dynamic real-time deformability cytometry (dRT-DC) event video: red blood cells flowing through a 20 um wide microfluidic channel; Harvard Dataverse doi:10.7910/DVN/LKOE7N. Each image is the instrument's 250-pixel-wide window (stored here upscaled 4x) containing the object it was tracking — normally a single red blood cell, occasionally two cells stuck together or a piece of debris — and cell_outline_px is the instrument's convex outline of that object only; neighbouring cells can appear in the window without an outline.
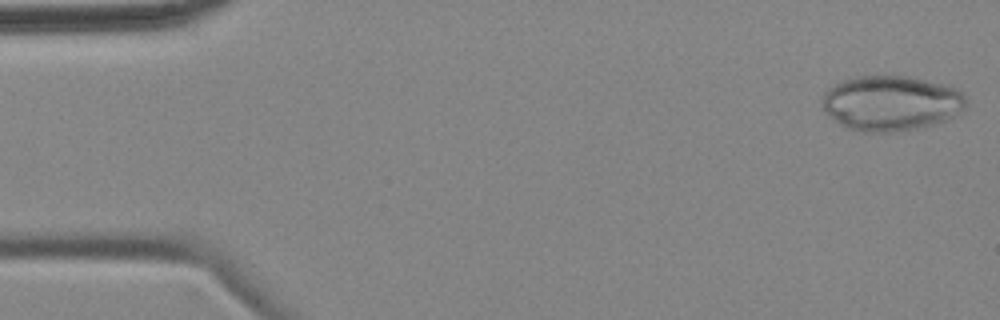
{"species": "common noctule bat (a hibernating species)", "species_latin": "Nyctalus noctula", "temperature_condition": "cold", "stored_images_in_passage": 55, "camera_frame_rate_fps": 3000, "um_per_image_px": 0.085, "animal": {"sex": "female", "body_mass_g": 18.4}, "frame": {"image": 1, "passage_image": 1, "time_ms": 0.0, "image_size_px": [1000, 320], "cell_outline_px": [[968, 108], [948, 120], [900, 132], [860, 132], [848, 128], [840, 124], [828, 116], [824, 112], [820, 104], [820, 100], [824, 92], [828, 88], [840, 80], [860, 76], [908, 76], [944, 84], [956, 88], [964, 92], [968, 96]], "centroid_in_image_um": [75.76, 8.77], "position_along_channel_um": 9.2, "area_um2": 47.22}}
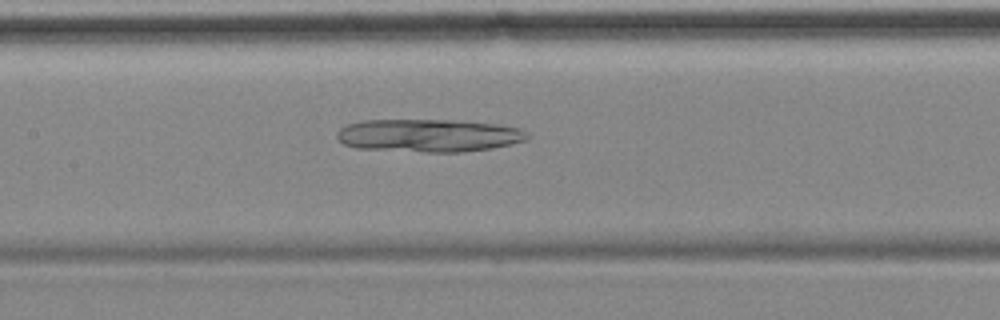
{"frame": {"image": 2, "passage_image": 25, "time_ms": 8.0, "image_size_px": [1000, 320], "cell_outline_px": [[528, 140], [492, 148], [460, 152], [428, 152], [356, 148], [344, 144], [336, 136], [336, 132], [340, 128], [348, 124], [364, 120], [464, 120], [496, 124], [520, 128], [528, 136]], "centroid_in_image_um": [36.43, 11.51], "position_along_channel_um": 171.0, "area_um2": 36.53}}
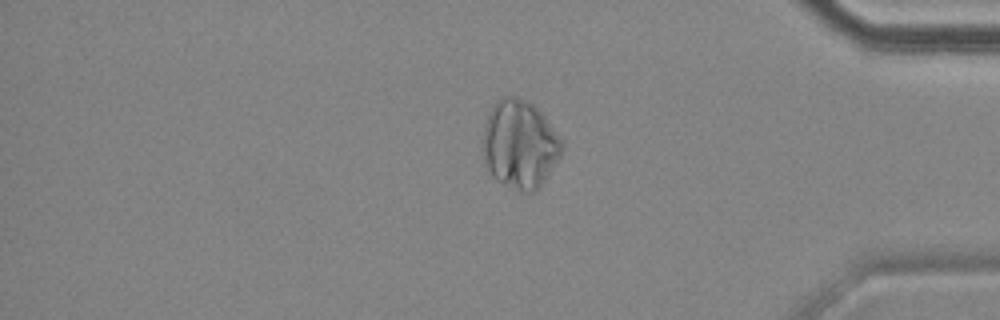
{"frame": {"image": 3, "passage_image": 46, "time_ms": 15.0, "image_size_px": [1000, 320], "cell_outline_px": [[564, 152], [540, 184], [532, 192], [520, 192], [496, 180], [492, 176], [484, 164], [484, 124], [488, 112], [496, 100], [504, 96], [516, 96], [532, 104], [544, 116], [564, 140]], "centroid_in_image_um": [44.19, 12.25], "position_along_channel_um": 391.0, "area_um2": 40.75}}